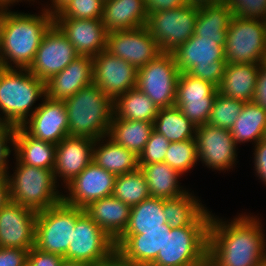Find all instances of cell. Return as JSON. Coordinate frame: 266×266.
<instances>
[{"label":"cell","instance_id":"9c48e42d","mask_svg":"<svg viewBox=\"0 0 266 266\" xmlns=\"http://www.w3.org/2000/svg\"><path fill=\"white\" fill-rule=\"evenodd\" d=\"M227 63L263 64L266 56V22L233 16L224 46Z\"/></svg>","mask_w":266,"mask_h":266},{"label":"cell","instance_id":"c3c4849f","mask_svg":"<svg viewBox=\"0 0 266 266\" xmlns=\"http://www.w3.org/2000/svg\"><path fill=\"white\" fill-rule=\"evenodd\" d=\"M254 165L257 177L266 184V140L261 139L255 144Z\"/></svg>","mask_w":266,"mask_h":266},{"label":"cell","instance_id":"db71d44e","mask_svg":"<svg viewBox=\"0 0 266 266\" xmlns=\"http://www.w3.org/2000/svg\"><path fill=\"white\" fill-rule=\"evenodd\" d=\"M71 0H52V4L49 7L46 8V10L51 13L52 15H55L58 13L64 6H66ZM53 5V6H52Z\"/></svg>","mask_w":266,"mask_h":266},{"label":"cell","instance_id":"7c38bea8","mask_svg":"<svg viewBox=\"0 0 266 266\" xmlns=\"http://www.w3.org/2000/svg\"><path fill=\"white\" fill-rule=\"evenodd\" d=\"M115 248V242L85 212L76 220L65 260L96 263Z\"/></svg>","mask_w":266,"mask_h":266},{"label":"cell","instance_id":"3957f363","mask_svg":"<svg viewBox=\"0 0 266 266\" xmlns=\"http://www.w3.org/2000/svg\"><path fill=\"white\" fill-rule=\"evenodd\" d=\"M70 137L106 138L114 115V101L97 85L81 88L64 101Z\"/></svg>","mask_w":266,"mask_h":266},{"label":"cell","instance_id":"44dd1931","mask_svg":"<svg viewBox=\"0 0 266 266\" xmlns=\"http://www.w3.org/2000/svg\"><path fill=\"white\" fill-rule=\"evenodd\" d=\"M95 139L87 137H66L56 144L54 176L63 178L69 184L93 161Z\"/></svg>","mask_w":266,"mask_h":266},{"label":"cell","instance_id":"cb8c5ba5","mask_svg":"<svg viewBox=\"0 0 266 266\" xmlns=\"http://www.w3.org/2000/svg\"><path fill=\"white\" fill-rule=\"evenodd\" d=\"M131 208L120 199L109 196L90 203L84 211L115 242L127 228Z\"/></svg>","mask_w":266,"mask_h":266},{"label":"cell","instance_id":"f6af8a7d","mask_svg":"<svg viewBox=\"0 0 266 266\" xmlns=\"http://www.w3.org/2000/svg\"><path fill=\"white\" fill-rule=\"evenodd\" d=\"M15 131L16 127L0 120V177L9 174L7 157L10 156L11 149L7 143L11 142L13 145Z\"/></svg>","mask_w":266,"mask_h":266},{"label":"cell","instance_id":"7402d4cb","mask_svg":"<svg viewBox=\"0 0 266 266\" xmlns=\"http://www.w3.org/2000/svg\"><path fill=\"white\" fill-rule=\"evenodd\" d=\"M91 83H93V58L78 56L61 72L45 82L46 97L54 101H65Z\"/></svg>","mask_w":266,"mask_h":266},{"label":"cell","instance_id":"9a60e30c","mask_svg":"<svg viewBox=\"0 0 266 266\" xmlns=\"http://www.w3.org/2000/svg\"><path fill=\"white\" fill-rule=\"evenodd\" d=\"M137 69L107 50L93 57V83L113 101L136 88Z\"/></svg>","mask_w":266,"mask_h":266},{"label":"cell","instance_id":"7dc6e473","mask_svg":"<svg viewBox=\"0 0 266 266\" xmlns=\"http://www.w3.org/2000/svg\"><path fill=\"white\" fill-rule=\"evenodd\" d=\"M28 250L0 247V266H27Z\"/></svg>","mask_w":266,"mask_h":266},{"label":"cell","instance_id":"277c9868","mask_svg":"<svg viewBox=\"0 0 266 266\" xmlns=\"http://www.w3.org/2000/svg\"><path fill=\"white\" fill-rule=\"evenodd\" d=\"M41 97H46L45 82L28 69L0 67V111L4 114L1 121L14 127L23 125L38 108L31 107Z\"/></svg>","mask_w":266,"mask_h":266},{"label":"cell","instance_id":"e575fe53","mask_svg":"<svg viewBox=\"0 0 266 266\" xmlns=\"http://www.w3.org/2000/svg\"><path fill=\"white\" fill-rule=\"evenodd\" d=\"M266 128V110L253 101L244 103L237 120L230 129L236 145L241 142H259Z\"/></svg>","mask_w":266,"mask_h":266},{"label":"cell","instance_id":"4316f807","mask_svg":"<svg viewBox=\"0 0 266 266\" xmlns=\"http://www.w3.org/2000/svg\"><path fill=\"white\" fill-rule=\"evenodd\" d=\"M13 146L16 159L22 164L53 170L56 144L32 137L19 126L16 127Z\"/></svg>","mask_w":266,"mask_h":266},{"label":"cell","instance_id":"74e56055","mask_svg":"<svg viewBox=\"0 0 266 266\" xmlns=\"http://www.w3.org/2000/svg\"><path fill=\"white\" fill-rule=\"evenodd\" d=\"M218 88L200 78L190 75L188 72L180 73L175 102H188L196 99H215Z\"/></svg>","mask_w":266,"mask_h":266},{"label":"cell","instance_id":"484cf974","mask_svg":"<svg viewBox=\"0 0 266 266\" xmlns=\"http://www.w3.org/2000/svg\"><path fill=\"white\" fill-rule=\"evenodd\" d=\"M262 64L227 63L218 92L225 97L251 102Z\"/></svg>","mask_w":266,"mask_h":266},{"label":"cell","instance_id":"d6a6232c","mask_svg":"<svg viewBox=\"0 0 266 266\" xmlns=\"http://www.w3.org/2000/svg\"><path fill=\"white\" fill-rule=\"evenodd\" d=\"M113 110L119 119L154 123L159 108L148 95L134 88L114 100Z\"/></svg>","mask_w":266,"mask_h":266},{"label":"cell","instance_id":"4dcf8cb0","mask_svg":"<svg viewBox=\"0 0 266 266\" xmlns=\"http://www.w3.org/2000/svg\"><path fill=\"white\" fill-rule=\"evenodd\" d=\"M139 167L146 177L150 197L165 200L188 192L178 185V178L182 175L165 162L139 164Z\"/></svg>","mask_w":266,"mask_h":266},{"label":"cell","instance_id":"f907efd6","mask_svg":"<svg viewBox=\"0 0 266 266\" xmlns=\"http://www.w3.org/2000/svg\"><path fill=\"white\" fill-rule=\"evenodd\" d=\"M93 266H137L127 259L117 248H114L106 257L98 260Z\"/></svg>","mask_w":266,"mask_h":266},{"label":"cell","instance_id":"94428289","mask_svg":"<svg viewBox=\"0 0 266 266\" xmlns=\"http://www.w3.org/2000/svg\"><path fill=\"white\" fill-rule=\"evenodd\" d=\"M260 266H266V261H264Z\"/></svg>","mask_w":266,"mask_h":266},{"label":"cell","instance_id":"ffe728a7","mask_svg":"<svg viewBox=\"0 0 266 266\" xmlns=\"http://www.w3.org/2000/svg\"><path fill=\"white\" fill-rule=\"evenodd\" d=\"M43 99V103L21 127L32 137L58 144L69 136L66 106L64 101H54L47 97Z\"/></svg>","mask_w":266,"mask_h":266},{"label":"cell","instance_id":"ee69618b","mask_svg":"<svg viewBox=\"0 0 266 266\" xmlns=\"http://www.w3.org/2000/svg\"><path fill=\"white\" fill-rule=\"evenodd\" d=\"M233 15L266 21V0H224Z\"/></svg>","mask_w":266,"mask_h":266},{"label":"cell","instance_id":"603a6c76","mask_svg":"<svg viewBox=\"0 0 266 266\" xmlns=\"http://www.w3.org/2000/svg\"><path fill=\"white\" fill-rule=\"evenodd\" d=\"M166 231L170 229L140 230V234H122L115 241V248L137 266H150L164 246Z\"/></svg>","mask_w":266,"mask_h":266},{"label":"cell","instance_id":"7bdbcfd3","mask_svg":"<svg viewBox=\"0 0 266 266\" xmlns=\"http://www.w3.org/2000/svg\"><path fill=\"white\" fill-rule=\"evenodd\" d=\"M169 145L167 138L153 129L143 152L139 155V164L164 162Z\"/></svg>","mask_w":266,"mask_h":266},{"label":"cell","instance_id":"91938a15","mask_svg":"<svg viewBox=\"0 0 266 266\" xmlns=\"http://www.w3.org/2000/svg\"><path fill=\"white\" fill-rule=\"evenodd\" d=\"M264 140H266V128H265V132H264V137H263Z\"/></svg>","mask_w":266,"mask_h":266},{"label":"cell","instance_id":"f35d334b","mask_svg":"<svg viewBox=\"0 0 266 266\" xmlns=\"http://www.w3.org/2000/svg\"><path fill=\"white\" fill-rule=\"evenodd\" d=\"M243 106V101L225 97L218 92L207 124L218 128L231 129Z\"/></svg>","mask_w":266,"mask_h":266},{"label":"cell","instance_id":"4fadbf2b","mask_svg":"<svg viewBox=\"0 0 266 266\" xmlns=\"http://www.w3.org/2000/svg\"><path fill=\"white\" fill-rule=\"evenodd\" d=\"M79 55L60 29L53 24L44 34L28 70L40 80L48 81Z\"/></svg>","mask_w":266,"mask_h":266},{"label":"cell","instance_id":"816d5d0a","mask_svg":"<svg viewBox=\"0 0 266 266\" xmlns=\"http://www.w3.org/2000/svg\"><path fill=\"white\" fill-rule=\"evenodd\" d=\"M252 101L266 110V66L264 64L261 65L259 70Z\"/></svg>","mask_w":266,"mask_h":266},{"label":"cell","instance_id":"6da1fadb","mask_svg":"<svg viewBox=\"0 0 266 266\" xmlns=\"http://www.w3.org/2000/svg\"><path fill=\"white\" fill-rule=\"evenodd\" d=\"M211 216L207 266H260L266 261V240L259 218L240 215L228 224Z\"/></svg>","mask_w":266,"mask_h":266},{"label":"cell","instance_id":"836d02e7","mask_svg":"<svg viewBox=\"0 0 266 266\" xmlns=\"http://www.w3.org/2000/svg\"><path fill=\"white\" fill-rule=\"evenodd\" d=\"M171 229L163 212V199L149 197L132 206L129 223L123 234H140V230Z\"/></svg>","mask_w":266,"mask_h":266},{"label":"cell","instance_id":"2e32d148","mask_svg":"<svg viewBox=\"0 0 266 266\" xmlns=\"http://www.w3.org/2000/svg\"><path fill=\"white\" fill-rule=\"evenodd\" d=\"M195 141L198 160L207 167L219 171L233 167L237 154L236 143L230 129L208 124L199 125L196 127Z\"/></svg>","mask_w":266,"mask_h":266},{"label":"cell","instance_id":"11a10c76","mask_svg":"<svg viewBox=\"0 0 266 266\" xmlns=\"http://www.w3.org/2000/svg\"><path fill=\"white\" fill-rule=\"evenodd\" d=\"M224 0H187V3L189 5H195V6H203V5H210V4H217L221 3Z\"/></svg>","mask_w":266,"mask_h":266},{"label":"cell","instance_id":"8992f818","mask_svg":"<svg viewBox=\"0 0 266 266\" xmlns=\"http://www.w3.org/2000/svg\"><path fill=\"white\" fill-rule=\"evenodd\" d=\"M172 53L181 73L188 72L219 87L227 61L224 47L218 44V39L200 38L193 34Z\"/></svg>","mask_w":266,"mask_h":266},{"label":"cell","instance_id":"d590c367","mask_svg":"<svg viewBox=\"0 0 266 266\" xmlns=\"http://www.w3.org/2000/svg\"><path fill=\"white\" fill-rule=\"evenodd\" d=\"M153 126L169 142L195 139L196 126L176 106L159 108Z\"/></svg>","mask_w":266,"mask_h":266},{"label":"cell","instance_id":"f5cc1de1","mask_svg":"<svg viewBox=\"0 0 266 266\" xmlns=\"http://www.w3.org/2000/svg\"><path fill=\"white\" fill-rule=\"evenodd\" d=\"M10 201L9 181L7 176L0 177V211Z\"/></svg>","mask_w":266,"mask_h":266},{"label":"cell","instance_id":"7a4b0ae2","mask_svg":"<svg viewBox=\"0 0 266 266\" xmlns=\"http://www.w3.org/2000/svg\"><path fill=\"white\" fill-rule=\"evenodd\" d=\"M43 10L38 16L1 10V68L28 69L32 64L44 34L54 24V15Z\"/></svg>","mask_w":266,"mask_h":266},{"label":"cell","instance_id":"8d00e7d4","mask_svg":"<svg viewBox=\"0 0 266 266\" xmlns=\"http://www.w3.org/2000/svg\"><path fill=\"white\" fill-rule=\"evenodd\" d=\"M112 196L131 207L150 197L146 177L140 167L135 171L116 175Z\"/></svg>","mask_w":266,"mask_h":266},{"label":"cell","instance_id":"e0dca14e","mask_svg":"<svg viewBox=\"0 0 266 266\" xmlns=\"http://www.w3.org/2000/svg\"><path fill=\"white\" fill-rule=\"evenodd\" d=\"M116 175L91 162L77 175L67 188L69 195L62 200L78 208H86L90 203L112 196Z\"/></svg>","mask_w":266,"mask_h":266},{"label":"cell","instance_id":"60d3db41","mask_svg":"<svg viewBox=\"0 0 266 266\" xmlns=\"http://www.w3.org/2000/svg\"><path fill=\"white\" fill-rule=\"evenodd\" d=\"M103 0H71L54 17H73L76 19H102Z\"/></svg>","mask_w":266,"mask_h":266},{"label":"cell","instance_id":"6f0895ef","mask_svg":"<svg viewBox=\"0 0 266 266\" xmlns=\"http://www.w3.org/2000/svg\"><path fill=\"white\" fill-rule=\"evenodd\" d=\"M16 1L19 2L22 0H0V10L8 9V5L10 6L11 4L15 3Z\"/></svg>","mask_w":266,"mask_h":266},{"label":"cell","instance_id":"8fae6325","mask_svg":"<svg viewBox=\"0 0 266 266\" xmlns=\"http://www.w3.org/2000/svg\"><path fill=\"white\" fill-rule=\"evenodd\" d=\"M199 6L186 5L148 15L147 27L162 52L172 53L194 34Z\"/></svg>","mask_w":266,"mask_h":266},{"label":"cell","instance_id":"d4e9b609","mask_svg":"<svg viewBox=\"0 0 266 266\" xmlns=\"http://www.w3.org/2000/svg\"><path fill=\"white\" fill-rule=\"evenodd\" d=\"M102 21L108 33L146 26L148 14L144 0H106Z\"/></svg>","mask_w":266,"mask_h":266},{"label":"cell","instance_id":"5bb4252c","mask_svg":"<svg viewBox=\"0 0 266 266\" xmlns=\"http://www.w3.org/2000/svg\"><path fill=\"white\" fill-rule=\"evenodd\" d=\"M106 50L136 69L145 66L162 53L147 26L108 33Z\"/></svg>","mask_w":266,"mask_h":266},{"label":"cell","instance_id":"f1b7e54d","mask_svg":"<svg viewBox=\"0 0 266 266\" xmlns=\"http://www.w3.org/2000/svg\"><path fill=\"white\" fill-rule=\"evenodd\" d=\"M233 11L225 1L199 7L194 35L200 38L218 39L225 46L227 29L233 18Z\"/></svg>","mask_w":266,"mask_h":266},{"label":"cell","instance_id":"5b68a950","mask_svg":"<svg viewBox=\"0 0 266 266\" xmlns=\"http://www.w3.org/2000/svg\"><path fill=\"white\" fill-rule=\"evenodd\" d=\"M14 175H7L10 200L40 212L62 201L53 170L33 167L16 160Z\"/></svg>","mask_w":266,"mask_h":266},{"label":"cell","instance_id":"30bf717a","mask_svg":"<svg viewBox=\"0 0 266 266\" xmlns=\"http://www.w3.org/2000/svg\"><path fill=\"white\" fill-rule=\"evenodd\" d=\"M180 73L173 53L162 52L137 69L136 88L148 95L158 108L175 106Z\"/></svg>","mask_w":266,"mask_h":266},{"label":"cell","instance_id":"680465c9","mask_svg":"<svg viewBox=\"0 0 266 266\" xmlns=\"http://www.w3.org/2000/svg\"><path fill=\"white\" fill-rule=\"evenodd\" d=\"M1 40L2 39H1V10H0V64H1V43H2Z\"/></svg>","mask_w":266,"mask_h":266},{"label":"cell","instance_id":"ba28073f","mask_svg":"<svg viewBox=\"0 0 266 266\" xmlns=\"http://www.w3.org/2000/svg\"><path fill=\"white\" fill-rule=\"evenodd\" d=\"M84 209L63 200L50 208L37 212L34 246L41 251L64 258L71 241L76 220Z\"/></svg>","mask_w":266,"mask_h":266},{"label":"cell","instance_id":"d6986e66","mask_svg":"<svg viewBox=\"0 0 266 266\" xmlns=\"http://www.w3.org/2000/svg\"><path fill=\"white\" fill-rule=\"evenodd\" d=\"M54 24L75 47L79 56L93 58L107 49L108 32L102 19L54 17Z\"/></svg>","mask_w":266,"mask_h":266},{"label":"cell","instance_id":"ac0fdd59","mask_svg":"<svg viewBox=\"0 0 266 266\" xmlns=\"http://www.w3.org/2000/svg\"><path fill=\"white\" fill-rule=\"evenodd\" d=\"M37 212L9 201L0 211V247L30 250L35 243Z\"/></svg>","mask_w":266,"mask_h":266},{"label":"cell","instance_id":"b9f144b4","mask_svg":"<svg viewBox=\"0 0 266 266\" xmlns=\"http://www.w3.org/2000/svg\"><path fill=\"white\" fill-rule=\"evenodd\" d=\"M214 100H188V102H175V106L197 127L202 124H207Z\"/></svg>","mask_w":266,"mask_h":266},{"label":"cell","instance_id":"681fc988","mask_svg":"<svg viewBox=\"0 0 266 266\" xmlns=\"http://www.w3.org/2000/svg\"><path fill=\"white\" fill-rule=\"evenodd\" d=\"M144 3L148 15L188 5L187 0H144Z\"/></svg>","mask_w":266,"mask_h":266},{"label":"cell","instance_id":"1f68e13d","mask_svg":"<svg viewBox=\"0 0 266 266\" xmlns=\"http://www.w3.org/2000/svg\"><path fill=\"white\" fill-rule=\"evenodd\" d=\"M153 129L152 122L119 119L113 115L107 137L139 157Z\"/></svg>","mask_w":266,"mask_h":266},{"label":"cell","instance_id":"bcb514c9","mask_svg":"<svg viewBox=\"0 0 266 266\" xmlns=\"http://www.w3.org/2000/svg\"><path fill=\"white\" fill-rule=\"evenodd\" d=\"M64 258L44 251L33 246L27 256V266H61Z\"/></svg>","mask_w":266,"mask_h":266},{"label":"cell","instance_id":"83f0119b","mask_svg":"<svg viewBox=\"0 0 266 266\" xmlns=\"http://www.w3.org/2000/svg\"><path fill=\"white\" fill-rule=\"evenodd\" d=\"M189 192L163 200V212L171 228L188 225H209L212 214Z\"/></svg>","mask_w":266,"mask_h":266},{"label":"cell","instance_id":"f546056e","mask_svg":"<svg viewBox=\"0 0 266 266\" xmlns=\"http://www.w3.org/2000/svg\"><path fill=\"white\" fill-rule=\"evenodd\" d=\"M101 139L103 138L96 139L93 146V162L98 166L115 175L132 172L139 168V157L134 152L116 144L110 138L107 139V143L100 144Z\"/></svg>","mask_w":266,"mask_h":266},{"label":"cell","instance_id":"52a82bcc","mask_svg":"<svg viewBox=\"0 0 266 266\" xmlns=\"http://www.w3.org/2000/svg\"><path fill=\"white\" fill-rule=\"evenodd\" d=\"M209 225L171 228L150 266H207Z\"/></svg>","mask_w":266,"mask_h":266},{"label":"cell","instance_id":"ab89813d","mask_svg":"<svg viewBox=\"0 0 266 266\" xmlns=\"http://www.w3.org/2000/svg\"><path fill=\"white\" fill-rule=\"evenodd\" d=\"M198 161L195 139L170 142L164 162L181 175Z\"/></svg>","mask_w":266,"mask_h":266},{"label":"cell","instance_id":"6125c7cd","mask_svg":"<svg viewBox=\"0 0 266 266\" xmlns=\"http://www.w3.org/2000/svg\"><path fill=\"white\" fill-rule=\"evenodd\" d=\"M265 66H266V56H265V58H264V63H263Z\"/></svg>","mask_w":266,"mask_h":266},{"label":"cell","instance_id":"9f6ffc18","mask_svg":"<svg viewBox=\"0 0 266 266\" xmlns=\"http://www.w3.org/2000/svg\"><path fill=\"white\" fill-rule=\"evenodd\" d=\"M61 266H93V264L88 262H74V261L64 260Z\"/></svg>","mask_w":266,"mask_h":266}]
</instances>
